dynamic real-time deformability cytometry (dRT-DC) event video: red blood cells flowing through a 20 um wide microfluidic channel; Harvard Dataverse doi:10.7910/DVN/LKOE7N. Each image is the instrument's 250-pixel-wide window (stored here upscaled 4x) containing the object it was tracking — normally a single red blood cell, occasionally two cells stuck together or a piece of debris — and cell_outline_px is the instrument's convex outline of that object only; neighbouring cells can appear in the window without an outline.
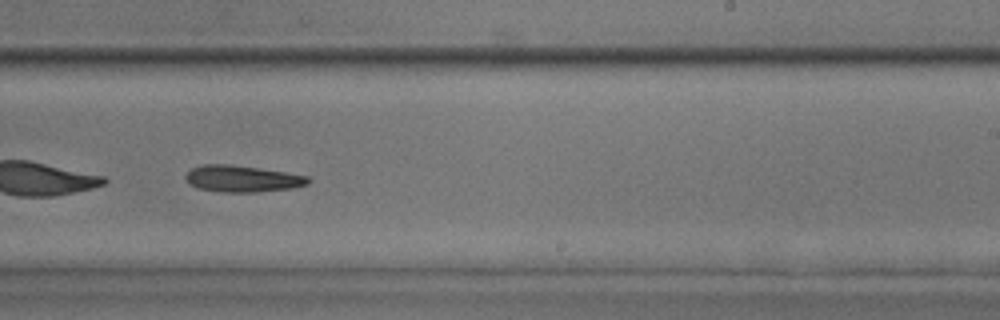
{"species": "common noctule bat (a hibernating species)", "species_latin": "Nyctalus noctula", "temperature_condition": "room temperature", "stored_images_in_passage": 35, "camera_frame_rate_fps": 3000, "um_per_image_px": 0.085, "animal": {"sex": "male", "body_mass_g": 17.9, "forearm_length_mm": 54.2}, "frame": {"image": 1, "passage_image": 16, "time_ms": 5.0, "image_size_px": [1000, 320], "cell_outline_px": [[312, 180], [308, 184], [292, 188], [256, 192], [220, 192], [196, 188], [188, 184], [184, 176], [192, 168], [200, 164], [228, 164], [284, 172], [308, 176]], "centroid_in_image_um": [20.55, 15.2], "position_along_channel_um": 268.4, "area_um2": 19.02}}